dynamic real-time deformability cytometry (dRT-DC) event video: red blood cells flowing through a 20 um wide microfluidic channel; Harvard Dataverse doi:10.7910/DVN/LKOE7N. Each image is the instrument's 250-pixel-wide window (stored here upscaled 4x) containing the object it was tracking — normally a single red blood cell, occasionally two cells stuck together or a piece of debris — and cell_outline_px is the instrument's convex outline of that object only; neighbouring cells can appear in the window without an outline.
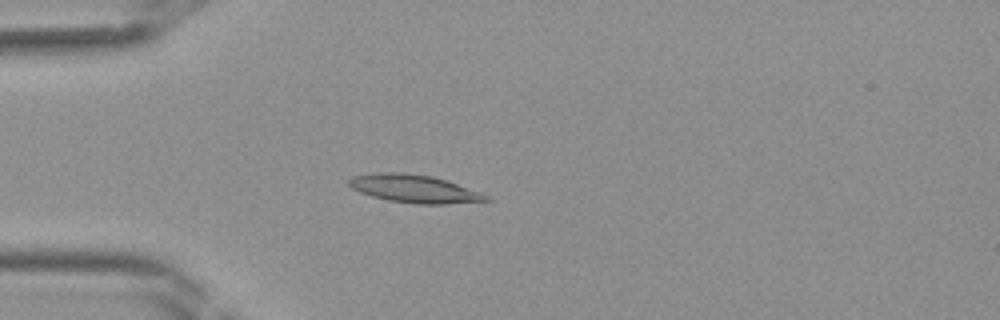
{"species": "Egyptian fruit bat (a non-hibernating species)", "species_latin": "Rousettus aegyptiacus", "temperature_condition": "room temperature", "stored_images_in_passage": 33, "camera_frame_rate_fps": 3000, "um_per_image_px": 0.085, "frame": {"image": 1, "passage_image": 3, "time_ms": 0.667, "image_size_px": [1000, 320], "cell_outline_px": [[492, 200], [448, 204], [416, 204], [388, 200], [372, 196], [360, 192], [352, 188], [348, 184], [348, 180], [352, 176], [376, 172], [400, 172], [432, 176], [480, 192], [488, 196]], "centroid_in_image_um": [35.17, 16.04], "position_along_channel_um": 49.8, "area_um2": 22.2}}
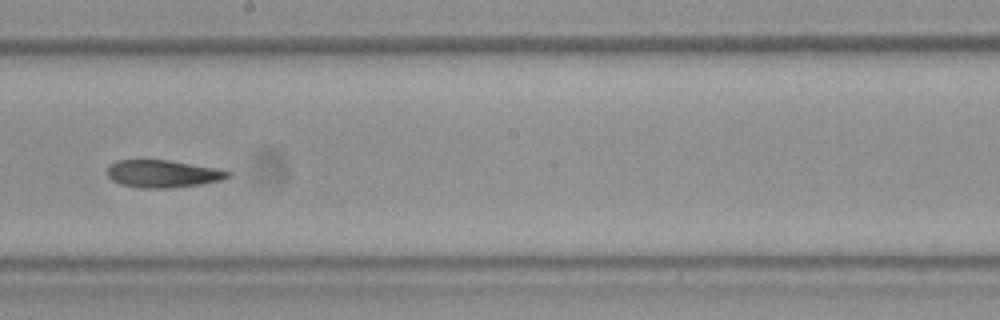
{"frame": {"image": 2, "passage_image": 15, "time_ms": 4.667, "image_size_px": [1000, 320], "cell_outline_px": [[232, 176], [220, 180], [200, 184], [172, 188], [144, 188], [120, 184], [112, 180], [108, 176], [108, 168], [116, 160], [168, 160], [212, 168], [232, 172]], "centroid_in_image_um": [13.83, 14.78], "position_along_channel_um": 234.4, "area_um2": 19.02}}
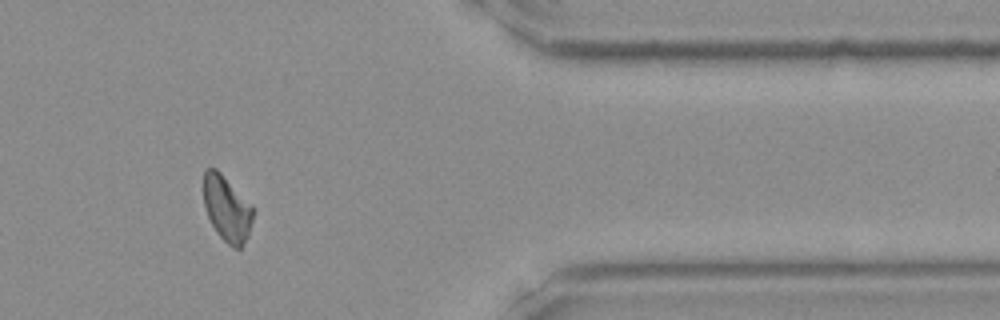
{"frame": {"image": 3, "passage_image": 26, "time_ms": 8.333, "image_size_px": [1000, 320], "cell_outline_px": [[256, 208], [248, 236], [240, 248], [232, 248], [216, 232], [208, 216], [204, 204], [204, 168], [216, 168]], "centroid_in_image_um": [19.31, 17.72], "position_along_channel_um": 392.1, "area_um2": 19.02}}